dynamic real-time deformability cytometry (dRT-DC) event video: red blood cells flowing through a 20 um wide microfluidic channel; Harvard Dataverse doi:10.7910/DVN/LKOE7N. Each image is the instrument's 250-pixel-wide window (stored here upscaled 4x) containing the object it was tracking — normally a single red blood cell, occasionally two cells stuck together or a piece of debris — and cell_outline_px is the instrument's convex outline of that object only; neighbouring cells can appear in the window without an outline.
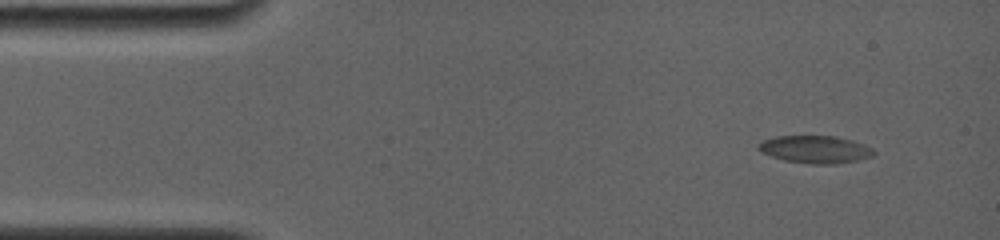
{"species": "common noctule bat (a hibernating species)", "species_latin": "Nyctalus noctula", "temperature_condition": "room temperature", "stored_images_in_passage": 7, "camera_frame_rate_fps": 4000, "um_per_image_px": 0.085, "animal": {"sex": "female", "body_mass_g": 19.0, "forearm_length_mm": 56.7}, "frame": {"image": 1, "passage_image": 2, "time_ms": 1.0, "image_size_px": [1000, 240], "cell_outline_px": [[876, 152], [872, 156], [856, 160], [836, 164], [812, 164], [784, 160], [760, 152], [756, 148], [764, 140], [776, 136], [836, 136], [852, 140], [864, 144], [872, 148]], "centroid_in_image_um": [69.3, 12.7], "position_along_channel_um": 15.7, "area_um2": 18.44}}
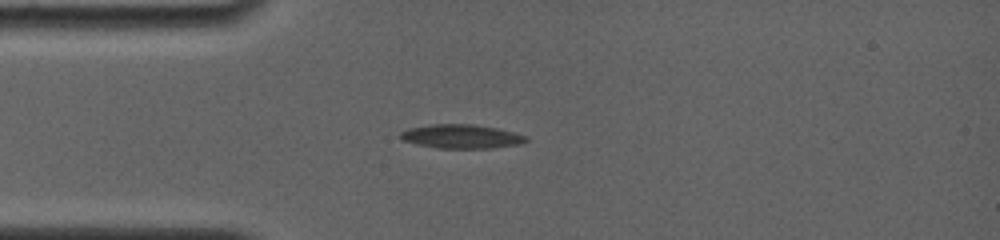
{"frame": {"image": 2, "passage_image": 5, "time_ms": 3.75, "image_size_px": [1000, 240], "cell_outline_px": [[528, 140], [524, 144], [492, 148], [436, 148], [416, 144], [404, 140], [396, 136], [400, 132], [408, 128], [432, 124], [472, 124], [496, 128], [528, 136]], "centroid_in_image_um": [39.21, 11.6], "position_along_channel_um": 45.8, "area_um2": 17.69}}
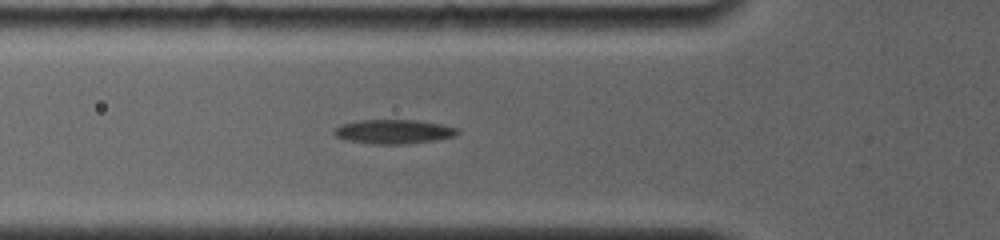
{"frame": {"image": 3, "passage_image": 7, "time_ms": 5.25, "image_size_px": [1000, 240], "cell_outline_px": [[460, 132], [456, 136], [436, 140], [400, 144], [376, 144], [348, 140], [336, 136], [332, 132], [340, 124], [360, 120], [416, 120], [440, 124], [460, 128]], "centroid_in_image_um": [33.5, 11.18], "position_along_channel_um": 92.3, "area_um2": 17.34}}